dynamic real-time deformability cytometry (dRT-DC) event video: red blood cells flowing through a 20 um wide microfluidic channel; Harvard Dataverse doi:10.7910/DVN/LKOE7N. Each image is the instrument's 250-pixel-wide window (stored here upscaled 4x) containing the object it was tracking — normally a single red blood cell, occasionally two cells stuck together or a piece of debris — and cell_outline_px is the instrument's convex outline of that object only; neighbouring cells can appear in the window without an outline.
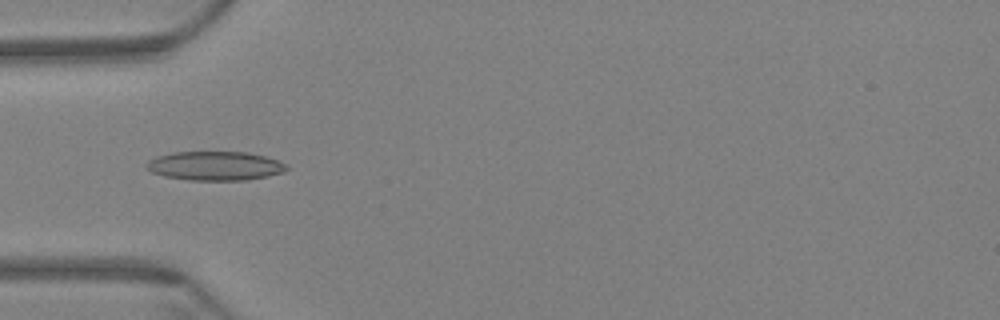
{"species": "Egyptian fruit bat (a non-hibernating species)", "species_latin": "Rousettus aegyptiacus", "temperature_condition": "warm", "stored_images_in_passage": 46, "camera_frame_rate_fps": 3000, "um_per_image_px": 0.085, "animal": {"sex": "female"}, "frame": {"image": 1, "passage_image": 6, "time_ms": 1.667, "image_size_px": [1000, 320], "cell_outline_px": [[288, 168], [284, 172], [268, 176], [248, 180], [192, 180], [164, 176], [152, 172], [148, 168], [148, 160], [156, 156], [172, 152], [248, 152], [264, 156], [288, 164]], "centroid_in_image_um": [18.31, 14.1], "position_along_channel_um": 66.7, "area_um2": 23.64}}
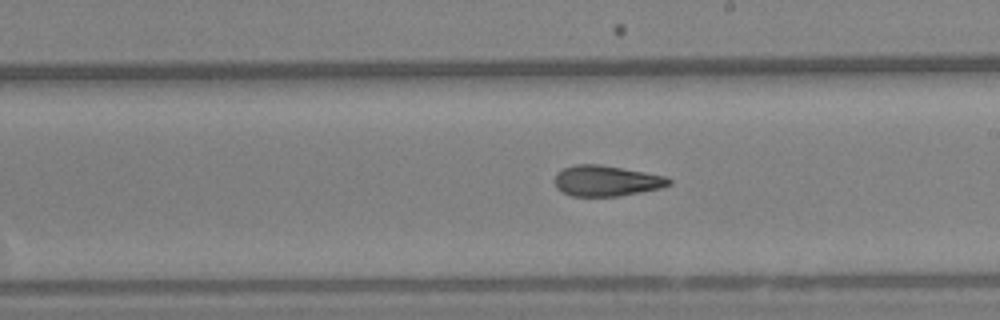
{"frame": {"image": 2, "passage_image": 21, "time_ms": 6.667, "image_size_px": [1000, 320], "cell_outline_px": [[672, 184], [660, 188], [640, 192], [616, 196], [572, 196], [556, 188], [556, 172], [564, 168], [576, 164], [600, 164], [644, 172], [664, 176], [672, 180]], "centroid_in_image_um": [51.54, 15.36], "position_along_channel_um": 237.5, "area_um2": 20.23}}
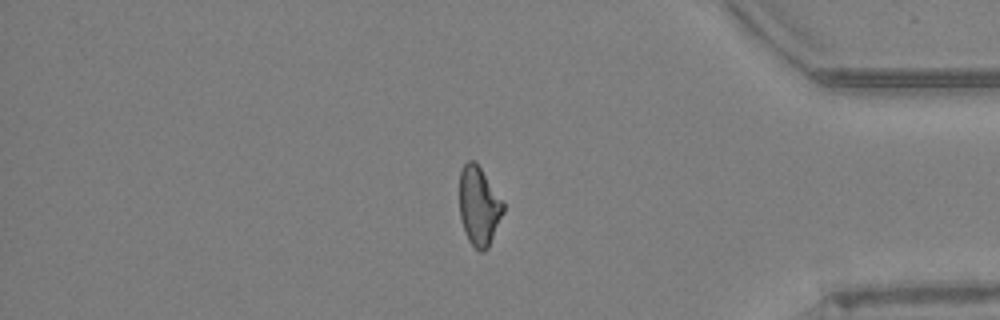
{"frame": {"image": 3, "passage_image": 37, "time_ms": 12.0, "image_size_px": [1000, 320], "cell_outline_px": [[504, 212], [488, 248], [484, 252], [480, 252], [468, 240], [464, 232], [460, 216], [460, 168], [468, 160], [472, 160], [480, 168], [504, 204]], "centroid_in_image_um": [40.69, 17.55], "position_along_channel_um": 394.5, "area_um2": 19.88}, "authors_computed_cell_mechanics": {"area_um2": 20.7213, "velocity_mm_per_s": 3.4371, "shape_relaxation_time_tau1_ms": null, "shape_relaxation_time_tau2_ms": 4.3636, "deformation_change_tau1": null, "deformation_change_tau2": 0.1198}}